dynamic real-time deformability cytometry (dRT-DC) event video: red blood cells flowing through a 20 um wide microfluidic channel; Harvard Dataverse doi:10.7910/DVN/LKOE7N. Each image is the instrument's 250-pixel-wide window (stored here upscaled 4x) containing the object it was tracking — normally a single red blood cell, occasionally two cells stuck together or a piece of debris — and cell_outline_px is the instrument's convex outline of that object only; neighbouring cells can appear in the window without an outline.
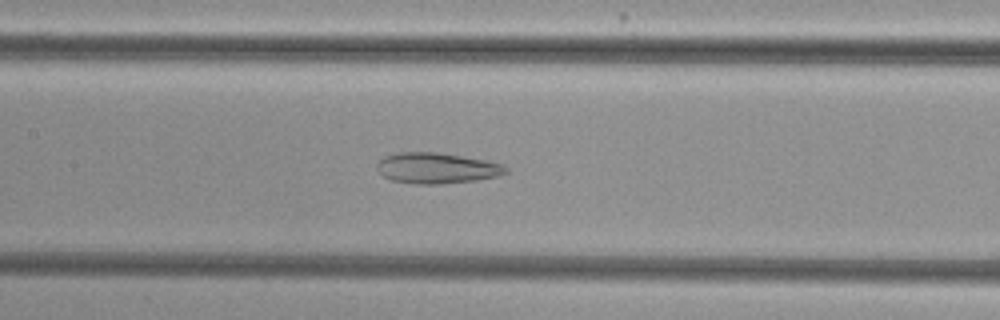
{"species": "common noctule bat (a hibernating species)", "species_latin": "Nyctalus noctula", "temperature_condition": "cold", "stored_images_in_passage": 43, "camera_frame_rate_fps": 3000, "um_per_image_px": 0.085, "animal": {"sex": "female", "body_mass_g": 29.2, "forearm_length_mm": 56.3}, "frame": {"image": 1, "passage_image": 25, "time_ms": 8.0, "image_size_px": [1000, 320], "cell_outline_px": [[508, 172], [500, 176], [476, 180], [440, 184], [416, 184], [392, 180], [384, 176], [376, 168], [376, 164], [384, 156], [396, 152], [436, 152], [484, 160], [504, 164], [508, 168]], "centroid_in_image_um": [37.13, 14.29], "position_along_channel_um": 170.3, "area_um2": 23.12}}
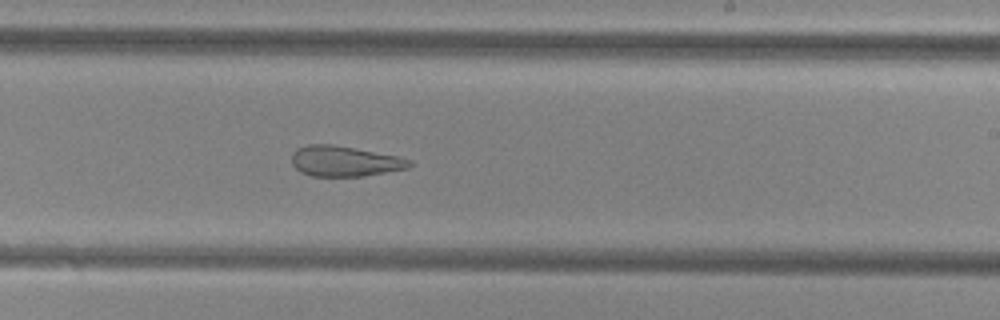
{"frame": {"image": 2, "passage_image": 32, "time_ms": 10.333, "image_size_px": [1000, 320], "cell_outline_px": [[412, 164], [408, 168], [364, 176], [312, 176], [300, 172], [292, 164], [292, 152], [296, 148], [308, 144], [332, 144], [396, 156], [412, 160]], "centroid_in_image_um": [29.25, 13.7], "position_along_channel_um": 259.7, "area_um2": 20.81}}
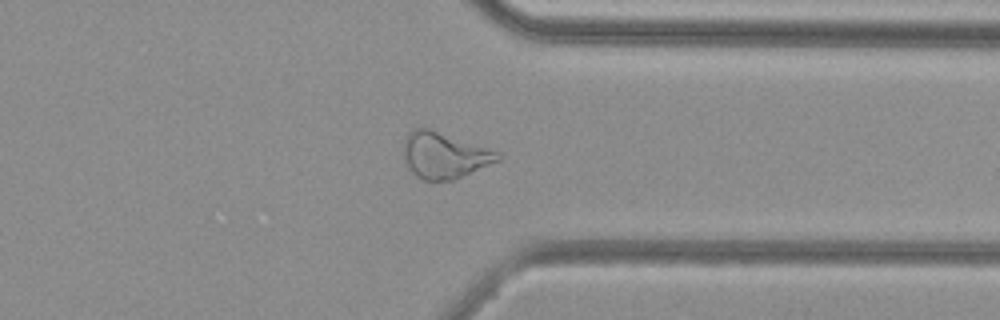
{"frame": {"image": 3, "passage_image": 41, "time_ms": 13.333, "image_size_px": [1000, 320], "cell_outline_px": [[500, 160], [456, 180], [424, 180], [416, 176], [408, 168], [404, 156], [404, 140], [408, 132], [416, 128], [428, 128], [500, 152]], "centroid_in_image_um": [37.77, 13.22], "position_along_channel_um": 373.6, "area_um2": 25.2}}